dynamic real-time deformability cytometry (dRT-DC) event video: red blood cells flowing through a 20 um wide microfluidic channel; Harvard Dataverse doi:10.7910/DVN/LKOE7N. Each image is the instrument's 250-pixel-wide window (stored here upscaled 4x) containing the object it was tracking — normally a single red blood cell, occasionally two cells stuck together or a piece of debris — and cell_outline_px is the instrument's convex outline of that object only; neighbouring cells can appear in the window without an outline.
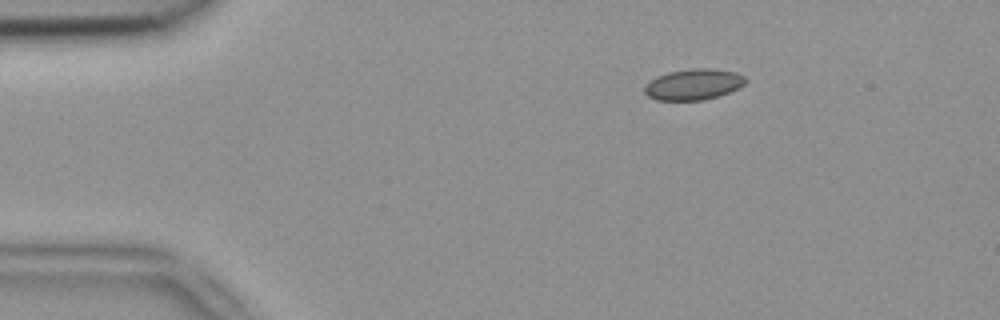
{"species": "common noctule bat (a hibernating species)", "species_latin": "Nyctalus noctula", "temperature_condition": "room temperature", "stored_images_in_passage": 3, "camera_frame_rate_fps": 3000, "um_per_image_px": 0.085, "animal": {"sex": "female", "body_mass_g": 18.4}, "frame": {"image": 1, "passage_image": 1, "time_ms": 0.0, "image_size_px": [1000, 320], "cell_outline_px": [[748, 80], [744, 84], [728, 92], [704, 100], [656, 100], [648, 96], [644, 92], [644, 88], [652, 80], [668, 72], [692, 68], [712, 68], [736, 72], [744, 76]], "centroid_in_image_um": [58.97, 7.17], "position_along_channel_um": 26.0, "area_um2": 17.98}}